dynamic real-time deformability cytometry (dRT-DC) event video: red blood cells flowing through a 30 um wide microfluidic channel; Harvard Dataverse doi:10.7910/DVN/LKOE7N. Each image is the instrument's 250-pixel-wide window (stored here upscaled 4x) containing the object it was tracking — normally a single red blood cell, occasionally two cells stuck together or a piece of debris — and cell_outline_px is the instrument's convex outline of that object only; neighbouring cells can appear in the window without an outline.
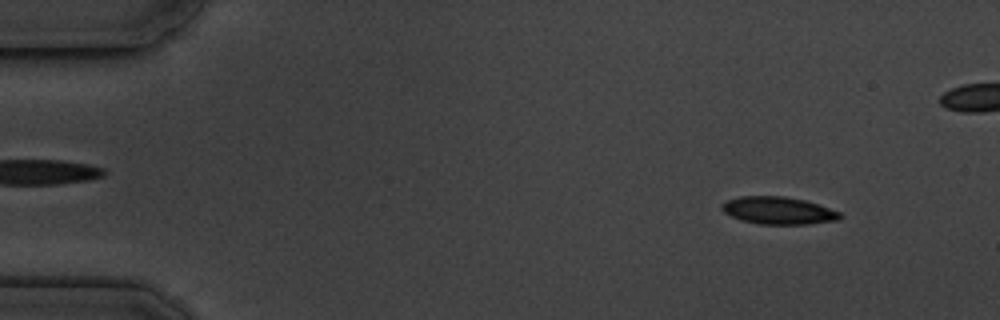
{"species": "common noctule bat (a hibernating species)", "species_latin": "Nyctalus noctula", "temperature_condition": "cold", "stored_images_in_passage": 5, "camera_frame_rate_fps": 3000, "um_per_image_px": 0.085, "animal": {"sex": "male", "body_mass_g": 19.5, "forearm_length_mm": 54.6}, "frame": {"image": 1, "passage_image": 1, "time_ms": 0.0, "image_size_px": [1000, 320], "cell_outline_px": [[844, 216], [840, 220], [808, 224], [760, 224], [740, 220], [724, 212], [720, 208], [720, 204], [724, 200], [740, 196], [784, 196], [804, 200], [840, 212]], "centroid_in_image_um": [66.13, 17.89], "position_along_channel_um": 18.9, "area_um2": 19.02}}